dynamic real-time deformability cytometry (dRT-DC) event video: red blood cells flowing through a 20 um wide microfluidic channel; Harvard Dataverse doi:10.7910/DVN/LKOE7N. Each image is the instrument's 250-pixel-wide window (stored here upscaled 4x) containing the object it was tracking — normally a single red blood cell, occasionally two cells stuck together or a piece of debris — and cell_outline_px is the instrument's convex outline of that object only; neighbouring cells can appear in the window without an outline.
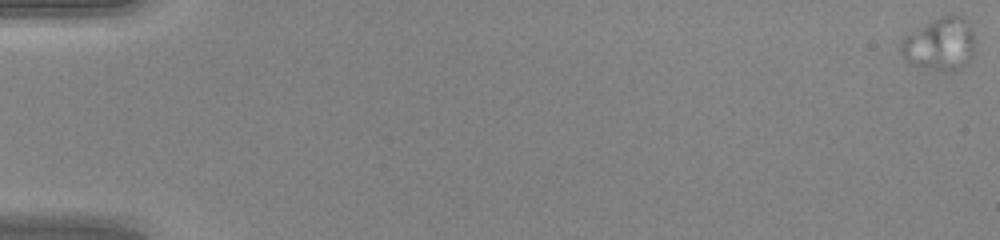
{"species": "human", "species_latin": "Homo sapiens", "temperature_condition": "warm", "stored_images_in_passage": 50, "camera_frame_rate_fps": 3000, "um_per_image_px": 0.085, "donor": {"sex": "female"}, "frame": {"image": 1, "passage_image": 1, "time_ms": 0.0, "image_size_px": [1000, 240], "cell_outline_px": [[976, 40], [972, 52], [964, 64], [960, 68], [952, 72], [944, 72], [912, 64], [904, 60], [900, 52], [900, 44], [904, 36], [944, 16], [960, 16], [964, 20], [972, 32]], "centroid_in_image_um": [79.86, 3.8], "position_along_channel_um": 5.1, "area_um2": 22.14}}
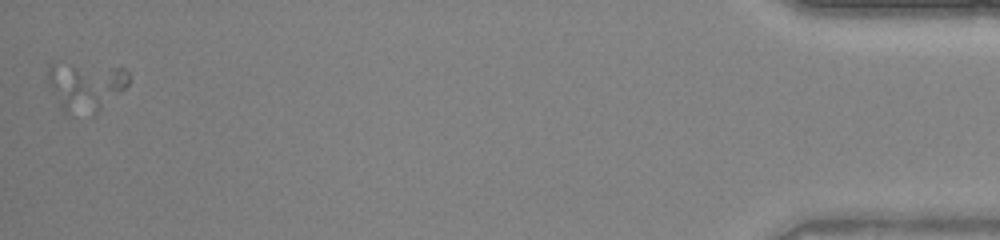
{"frame": {"image": 2, "passage_image": 50, "time_ms": 16.333, "image_size_px": [1000, 240], "cell_outline_px": [[128, 84], [96, 116], [68, 116], [60, 108], [48, 84], [48, 68], [52, 60], [124, 68], [128, 72]], "centroid_in_image_um": [7.22, 7.35], "position_along_channel_um": 428.0, "area_um2": 24.22}}